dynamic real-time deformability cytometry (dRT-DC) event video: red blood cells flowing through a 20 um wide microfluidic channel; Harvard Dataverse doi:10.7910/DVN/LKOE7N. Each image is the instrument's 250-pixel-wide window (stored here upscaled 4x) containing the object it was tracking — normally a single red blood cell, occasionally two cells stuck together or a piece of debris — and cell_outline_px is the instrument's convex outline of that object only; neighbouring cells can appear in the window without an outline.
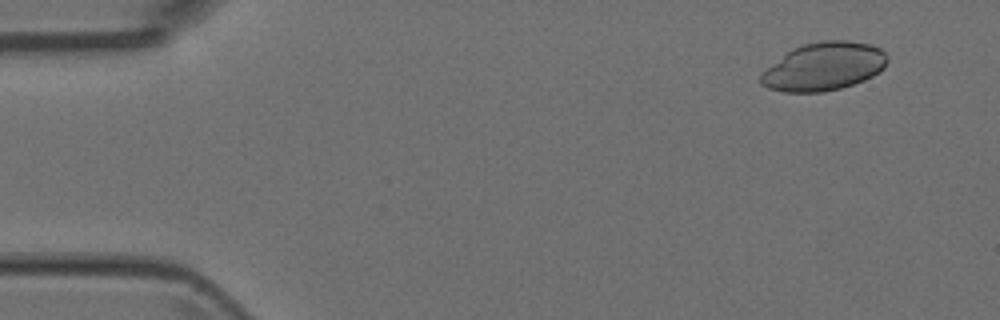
{"species": "Egyptian fruit bat (a non-hibernating species)", "species_latin": "Rousettus aegyptiacus", "temperature_condition": "room temperature", "stored_images_in_passage": 4, "camera_frame_rate_fps": 3000, "um_per_image_px": 0.085, "animal": {"sex": "female"}, "frame": {"image": 1, "passage_image": 1, "time_ms": 0.0, "image_size_px": [1000, 320], "cell_outline_px": [[888, 60], [884, 68], [880, 72], [864, 80], [840, 88], [824, 92], [784, 92], [768, 88], [760, 84], [760, 72], [792, 48], [804, 44], [824, 40], [848, 40], [872, 44], [880, 48], [888, 56]], "centroid_in_image_um": [70.02, 5.65], "position_along_channel_um": 15.0, "area_um2": 35.78}}